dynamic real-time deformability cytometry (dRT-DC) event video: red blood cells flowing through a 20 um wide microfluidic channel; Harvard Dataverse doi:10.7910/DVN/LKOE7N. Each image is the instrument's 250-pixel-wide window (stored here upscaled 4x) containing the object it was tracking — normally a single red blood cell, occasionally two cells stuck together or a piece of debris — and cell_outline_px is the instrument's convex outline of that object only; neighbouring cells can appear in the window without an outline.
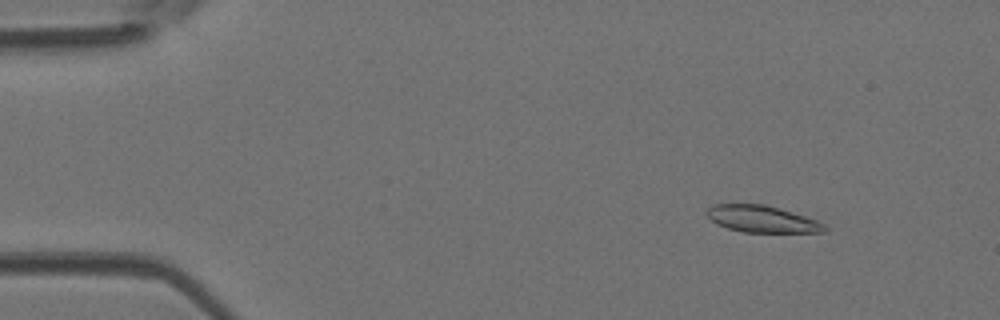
{"species": "Egyptian fruit bat (a non-hibernating species)", "species_latin": "Rousettus aegyptiacus", "temperature_condition": "room temperature", "stored_images_in_passage": 48, "camera_frame_rate_fps": 3000, "um_per_image_px": 0.085, "animal": {"sex": "female"}, "frame": {"image": 1, "passage_image": 6, "time_ms": 1.667, "image_size_px": [1000, 320], "cell_outline_px": [[828, 228], [824, 232], [744, 232], [728, 228], [716, 224], [704, 212], [712, 204], [764, 204], [780, 208], [816, 220], [824, 224]], "centroid_in_image_um": [64.74, 18.61], "position_along_channel_um": 20.3, "area_um2": 18.32}}
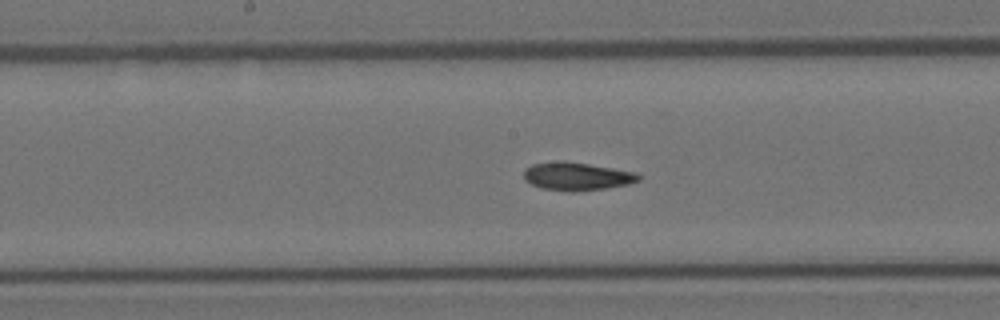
{"frame": {"image": 2, "passage_image": 25, "time_ms": 8.0, "image_size_px": [1000, 320], "cell_outline_px": [[640, 180], [628, 184], [604, 188], [576, 192], [572, 192], [540, 188], [524, 180], [524, 168], [532, 164], [560, 160], [564, 160], [636, 172], [640, 176]], "centroid_in_image_um": [48.99, 14.98], "position_along_channel_um": 199.2, "area_um2": 18.84}}
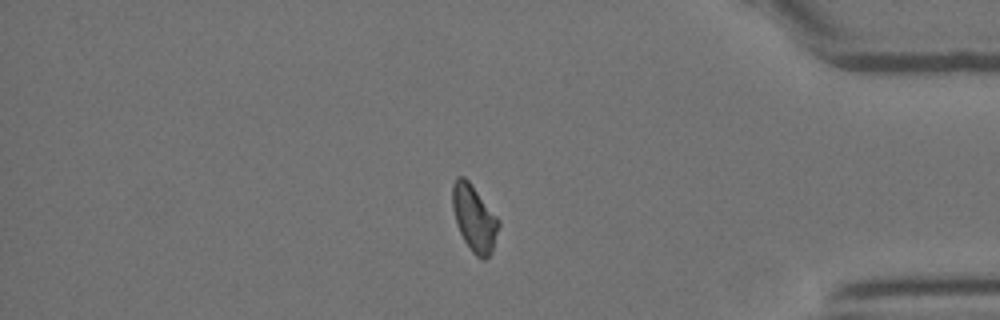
{"frame": {"image": 3, "passage_image": 41, "time_ms": 13.333, "image_size_px": [1000, 320], "cell_outline_px": [[500, 224], [492, 252], [484, 260], [480, 260], [472, 252], [464, 240], [456, 224], [452, 208], [452, 184], [456, 176], [464, 176], [468, 180], [500, 220]], "centroid_in_image_um": [40.3, 18.55], "position_along_channel_um": 394.9, "area_um2": 17.98}, "authors_computed_cell_mechanics": {"area_um2": 18.496, "velocity_mm_per_s": 4.2061, "shape_relaxation_time_tau1_ms": 5.457, "shape_relaxation_time_tau2_ms": 2.1835, "deformation_change_tau1": 0.1512, "deformation_change_tau2": 0.0741}}